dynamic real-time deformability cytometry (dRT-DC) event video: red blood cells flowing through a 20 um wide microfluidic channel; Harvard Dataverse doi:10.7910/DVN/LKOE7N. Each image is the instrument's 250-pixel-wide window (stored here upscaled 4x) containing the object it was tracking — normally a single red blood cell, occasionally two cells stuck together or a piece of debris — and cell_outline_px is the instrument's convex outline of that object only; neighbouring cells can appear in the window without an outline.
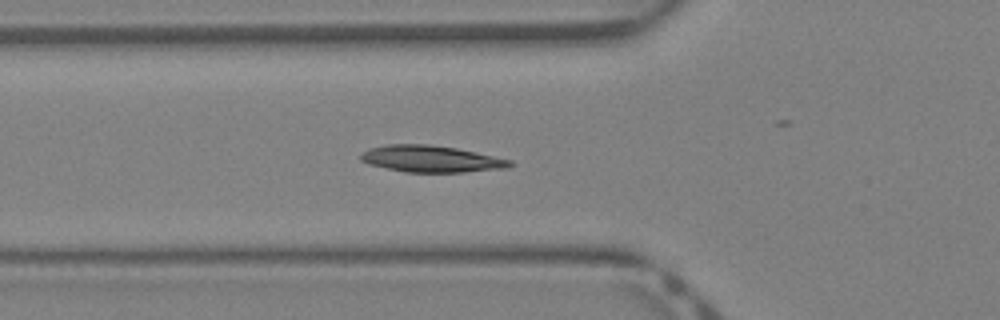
{"species": "Egyptian fruit bat (a non-hibernating species)", "species_latin": "Rousettus aegyptiacus", "temperature_condition": "warm", "stored_images_in_passage": 31, "camera_frame_rate_fps": 3000, "um_per_image_px": 0.085, "animal": {"sex": "female"}, "frame": {"image": 1, "passage_image": 8, "time_ms": 2.333, "image_size_px": [1000, 320], "cell_outline_px": [[512, 164], [508, 168], [464, 172], [404, 172], [368, 164], [360, 160], [360, 156], [368, 148], [388, 144], [428, 144], [456, 148], [476, 152], [512, 160]], "centroid_in_image_um": [36.63, 13.5], "position_along_channel_um": 89.2, "area_um2": 23.18}}
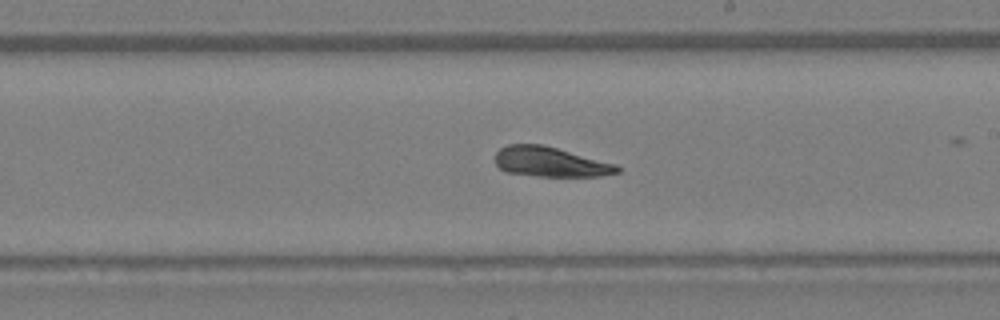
{"frame": {"image": 2, "passage_image": 17, "time_ms": 5.333, "image_size_px": [1000, 320], "cell_outline_px": [[620, 172], [600, 176], [540, 176], [508, 172], [500, 168], [496, 164], [496, 152], [500, 148], [508, 144], [544, 144], [616, 164], [620, 168]], "centroid_in_image_um": [46.79, 13.75], "position_along_channel_um": 242.2, "area_um2": 21.15}}
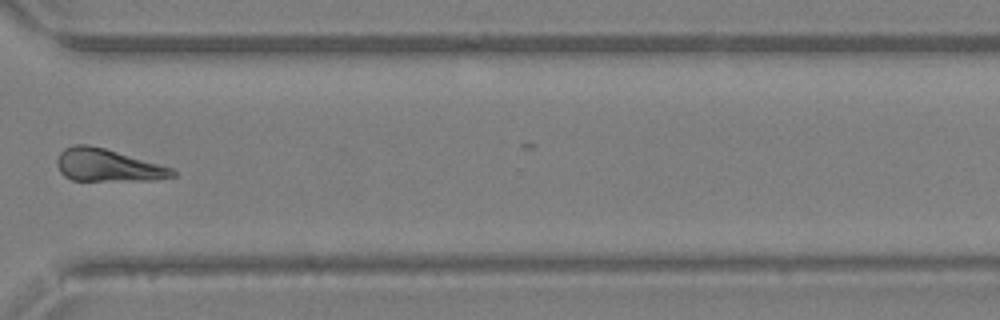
{"frame": {"image": 3, "passage_image": 24, "time_ms": 7.667, "image_size_px": [1000, 320], "cell_outline_px": [[176, 176], [156, 180], [72, 180], [64, 176], [60, 172], [56, 164], [56, 160], [60, 152], [64, 148], [72, 144], [88, 144], [104, 148], [172, 168], [176, 172]], "centroid_in_image_um": [9.11, 14.04], "position_along_channel_um": 361.5, "area_um2": 21.79}}